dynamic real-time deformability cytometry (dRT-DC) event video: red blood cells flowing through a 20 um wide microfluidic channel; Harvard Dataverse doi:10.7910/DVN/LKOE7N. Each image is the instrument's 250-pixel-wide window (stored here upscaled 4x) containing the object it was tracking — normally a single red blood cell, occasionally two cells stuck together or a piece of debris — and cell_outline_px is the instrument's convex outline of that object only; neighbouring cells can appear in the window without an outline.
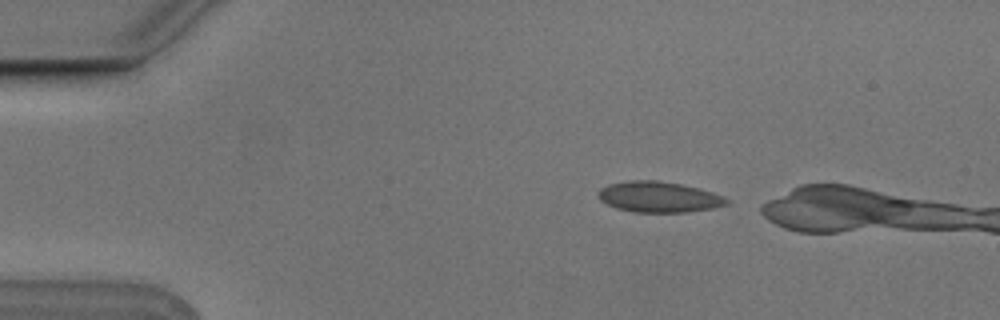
{"species": "Egyptian fruit bat (a non-hibernating species)", "species_latin": "Rousettus aegyptiacus", "temperature_condition": "cold", "stored_images_in_passage": 3, "camera_frame_rate_fps": 3000, "um_per_image_px": 0.085, "animal": {"sex": "male"}, "frame": {"image": 1, "passage_image": 1, "time_ms": 0.0, "image_size_px": [1000, 320], "cell_outline_px": [[728, 204], [712, 208], [684, 212], [632, 212], [616, 208], [600, 200], [596, 196], [596, 192], [600, 188], [608, 184], [632, 180], [656, 180], [680, 184], [700, 188], [724, 196], [728, 200]], "centroid_in_image_um": [55.96, 16.73], "position_along_channel_um": 29.0, "area_um2": 23.06}}